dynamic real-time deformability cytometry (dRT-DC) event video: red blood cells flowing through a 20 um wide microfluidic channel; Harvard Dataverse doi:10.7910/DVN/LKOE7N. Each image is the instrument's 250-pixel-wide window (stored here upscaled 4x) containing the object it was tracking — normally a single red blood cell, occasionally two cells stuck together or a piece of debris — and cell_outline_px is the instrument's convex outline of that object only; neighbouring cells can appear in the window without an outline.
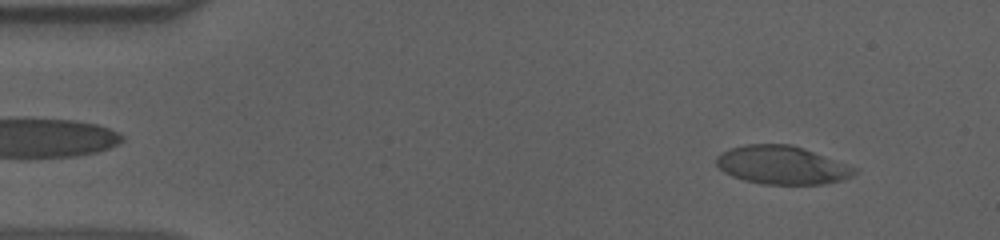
{"species": "human", "species_latin": "Homo sapiens", "temperature_condition": "cold", "stored_images_in_passage": 56, "camera_frame_rate_fps": 3000, "um_per_image_px": 0.085, "donor": {"sex": "male"}, "frame": {"image": 1, "passage_image": 6, "time_ms": 1.667, "image_size_px": [1000, 240], "cell_outline_px": [[860, 172], [844, 180], [824, 184], [760, 184], [744, 180], [732, 176], [724, 172], [716, 164], [716, 156], [720, 152], [744, 144], [792, 144], [856, 168]], "centroid_in_image_um": [66.45, 14.04], "position_along_channel_um": 18.5, "area_um2": 30.87}}
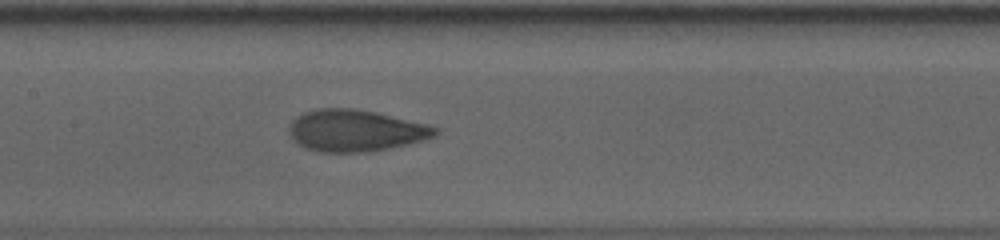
{"frame": {"image": 2, "passage_image": 27, "time_ms": 8.667, "image_size_px": [1000, 240], "cell_outline_px": [[440, 132], [436, 136], [424, 140], [408, 144], [368, 152], [316, 152], [304, 148], [296, 144], [292, 140], [288, 132], [288, 128], [292, 120], [296, 116], [304, 112], [316, 108], [352, 108], [376, 112], [428, 124], [440, 128]], "centroid_in_image_um": [30.2, 11.1], "position_along_channel_um": 177.2, "area_um2": 36.07}}
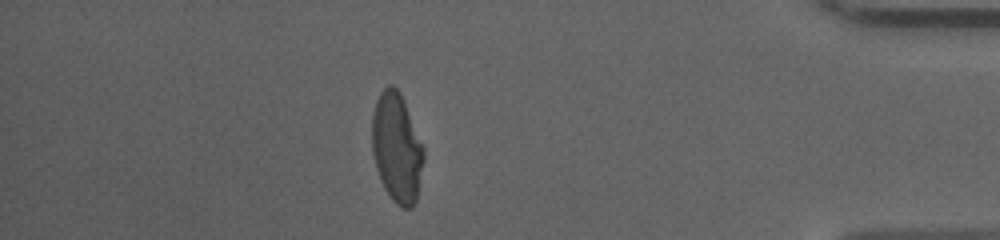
{"frame": {"image": 3, "passage_image": 49, "time_ms": 16.0, "image_size_px": [1000, 240], "cell_outline_px": [[424, 160], [416, 200], [412, 208], [400, 208], [392, 200], [384, 188], [380, 180], [376, 168], [372, 152], [372, 112], [376, 100], [380, 92], [388, 84], [392, 84], [400, 92], [404, 100], [424, 144]], "centroid_in_image_um": [33.73, 12.55], "position_along_channel_um": 401.5, "area_um2": 33.47}, "authors_computed_cell_mechanics": {"area_um2": 34.102, "velocity_mm_per_s": 3.6354, "shape_relaxation_time_tau1_ms": 5.3997, "shape_relaxation_time_tau2_ms": 0.9872, "deformation_change_tau1": 0.2008, "deformation_change_tau2": 0.0677}}